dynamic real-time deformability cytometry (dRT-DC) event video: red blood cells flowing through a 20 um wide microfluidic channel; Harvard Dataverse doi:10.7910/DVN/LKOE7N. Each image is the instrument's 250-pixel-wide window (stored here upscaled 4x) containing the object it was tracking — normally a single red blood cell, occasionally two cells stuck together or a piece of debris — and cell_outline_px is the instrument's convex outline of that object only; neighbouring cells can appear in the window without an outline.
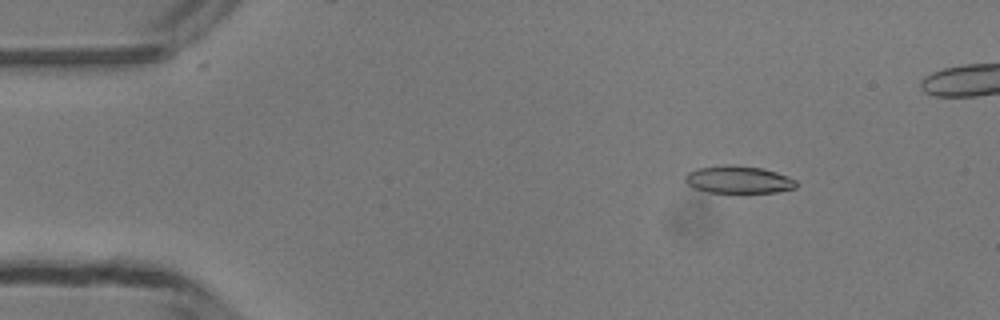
{"species": "common noctule bat (a hibernating species)", "species_latin": "Nyctalus noctula", "temperature_condition": "room temperature", "stored_images_in_passage": 46, "camera_frame_rate_fps": 3000, "um_per_image_px": 0.085, "animal": {"sex": "male", "body_mass_g": 13.3}, "frame": {"image": 1, "passage_image": 7, "time_ms": 2.0, "image_size_px": [1000, 320], "cell_outline_px": [[796, 188], [776, 192], [740, 196], [736, 196], [708, 192], [696, 188], [688, 184], [684, 180], [684, 176], [688, 172], [696, 168], [764, 168], [788, 176], [796, 180]], "centroid_in_image_um": [62.82, 15.38], "position_along_channel_um": 22.2, "area_um2": 17.8}}
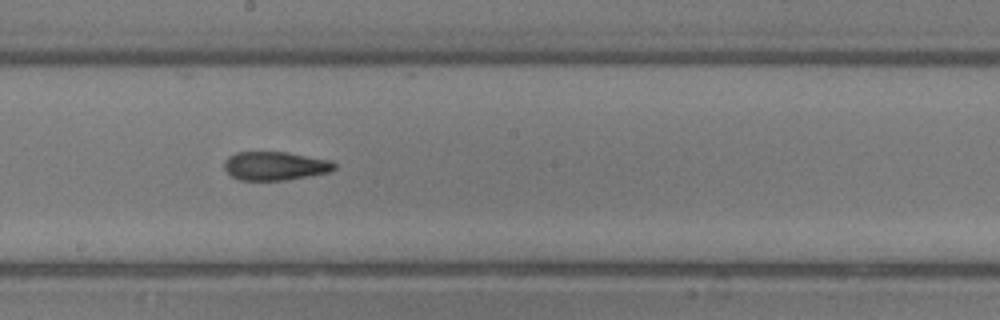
{"frame": {"image": 2, "passage_image": 27, "time_ms": 8.667, "image_size_px": [1000, 320], "cell_outline_px": [[336, 168], [332, 172], [288, 180], [240, 180], [232, 176], [224, 168], [224, 160], [228, 156], [236, 152], [288, 152], [332, 160], [336, 164]], "centroid_in_image_um": [23.43, 14.1], "position_along_channel_um": 224.8, "area_um2": 18.67}}
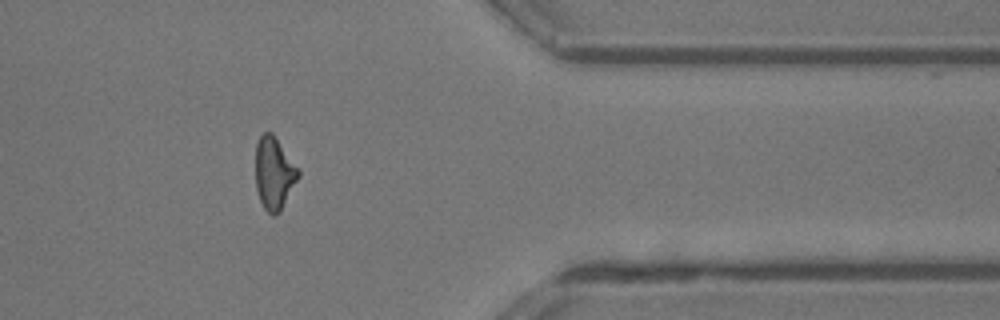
{"frame": {"image": 3, "passage_image": 40, "time_ms": 13.0, "image_size_px": [1000, 320], "cell_outline_px": [[300, 176], [280, 212], [272, 216], [264, 208], [260, 200], [256, 188], [256, 144], [260, 136], [264, 132], [272, 132], [300, 172]], "centroid_in_image_um": [23.29, 14.75], "position_along_channel_um": 388.1, "area_um2": 17.86}, "authors_computed_cell_mechanics": {"area_um2": 18.5249, "velocity_mm_per_s": 4.22, "shape_relaxation_time_tau1_ms": 8.2621, "shape_relaxation_time_tau2_ms": 2.5269, "deformation_change_tau1": 0.2218, "deformation_change_tau2": 0.117}}